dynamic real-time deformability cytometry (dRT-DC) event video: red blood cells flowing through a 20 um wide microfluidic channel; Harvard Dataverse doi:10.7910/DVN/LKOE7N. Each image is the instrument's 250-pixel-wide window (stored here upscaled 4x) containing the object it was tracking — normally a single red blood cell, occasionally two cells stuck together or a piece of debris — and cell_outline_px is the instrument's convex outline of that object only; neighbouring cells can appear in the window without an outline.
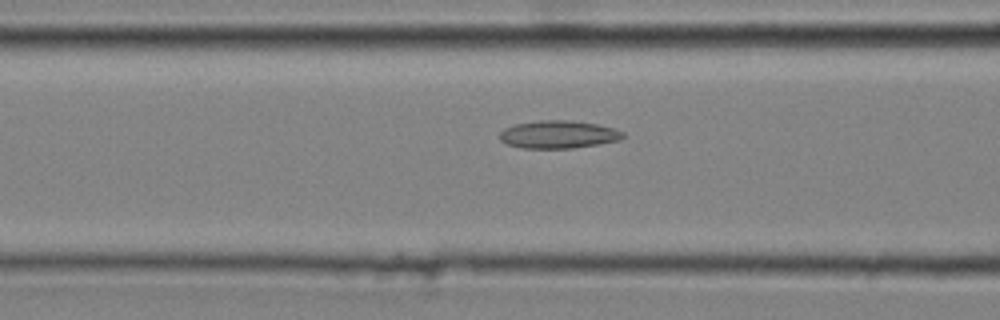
{"species": "common noctule bat (a hibernating species)", "species_latin": "Nyctalus noctula", "temperature_condition": "cold", "stored_images_in_passage": 43, "camera_frame_rate_fps": 3000, "um_per_image_px": 0.085, "animal": {"sex": "male", "body_mass_g": 20.4}, "frame": {"image": 1, "passage_image": 19, "time_ms": 6.0, "image_size_px": [1000, 320], "cell_outline_px": [[624, 136], [620, 140], [600, 144], [572, 148], [520, 148], [508, 144], [500, 140], [500, 132], [504, 128], [516, 124], [540, 120], [572, 120], [596, 124], [612, 128], [624, 132]], "centroid_in_image_um": [47.46, 11.43], "position_along_channel_um": 119.1, "area_um2": 19.94}}
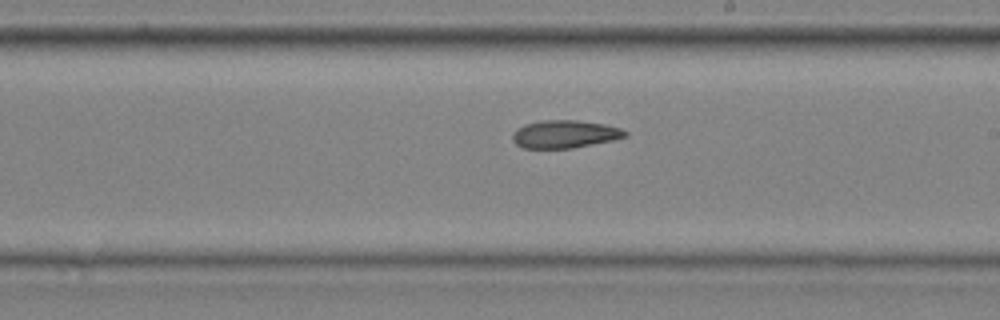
{"frame": {"image": 2, "passage_image": 28, "time_ms": 9.0, "image_size_px": [1000, 320], "cell_outline_px": [[628, 136], [612, 140], [572, 148], [524, 148], [516, 144], [512, 140], [512, 136], [516, 128], [524, 124], [540, 120], [576, 120], [604, 124], [620, 128], [628, 132]], "centroid_in_image_um": [47.98, 11.39], "position_along_channel_um": 241.0, "area_um2": 18.26}}
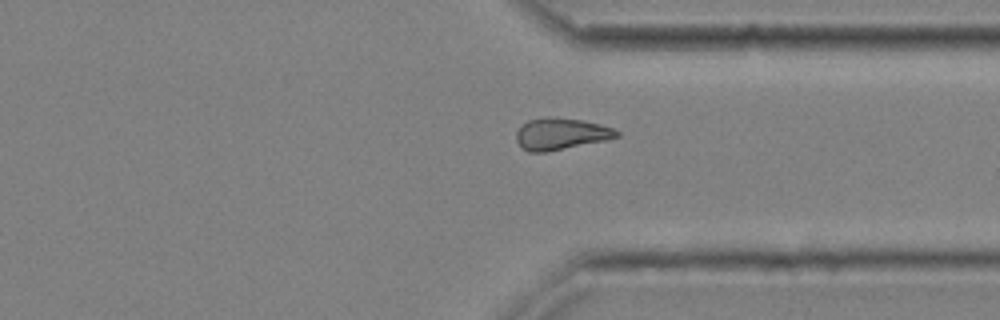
{"frame": {"image": 3, "passage_image": 37, "time_ms": 12.0, "image_size_px": [1000, 320], "cell_outline_px": [[620, 136], [604, 140], [544, 152], [528, 152], [520, 148], [516, 140], [516, 132], [520, 124], [528, 120], [544, 116], [548, 116], [584, 120], [600, 124], [612, 128], [620, 132]], "centroid_in_image_um": [47.61, 11.36], "position_along_channel_um": 363.8, "area_um2": 18.67}}